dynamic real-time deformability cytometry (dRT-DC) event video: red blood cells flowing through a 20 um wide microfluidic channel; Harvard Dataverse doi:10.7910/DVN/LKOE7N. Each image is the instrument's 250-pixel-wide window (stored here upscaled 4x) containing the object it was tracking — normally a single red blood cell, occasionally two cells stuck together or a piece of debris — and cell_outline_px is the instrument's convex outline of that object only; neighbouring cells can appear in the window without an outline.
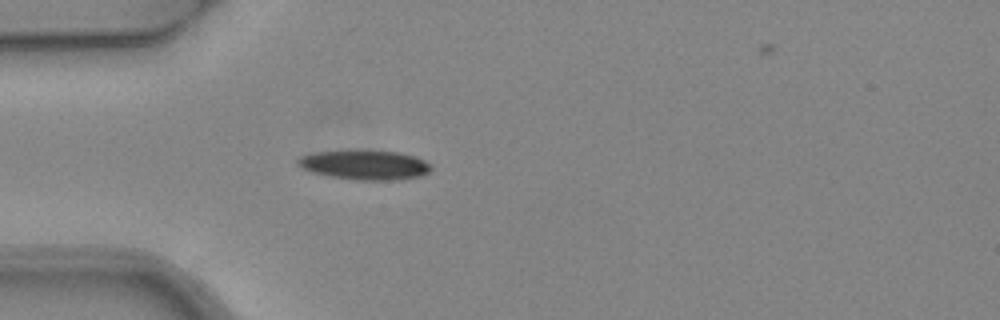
{"species": "common noctule bat (a hibernating species)", "species_latin": "Nyctalus noctula", "temperature_condition": "warm", "stored_images_in_passage": 2, "camera_frame_rate_fps": 3000, "um_per_image_px": 0.085, "animal": {"sex": "female", "body_mass_g": 24.6, "forearm_length_mm": 56.2}, "frame": {"image": 1, "passage_image": 1, "time_ms": 0.0, "image_size_px": [1000, 320], "cell_outline_px": [[432, 168], [428, 172], [420, 176], [392, 180], [360, 180], [332, 176], [312, 172], [296, 164], [296, 160], [300, 156], [312, 152], [356, 148], [400, 152], [416, 156], [432, 164]], "centroid_in_image_um": [31.0, 13.96], "position_along_channel_um": 54.0, "area_um2": 23.58}}